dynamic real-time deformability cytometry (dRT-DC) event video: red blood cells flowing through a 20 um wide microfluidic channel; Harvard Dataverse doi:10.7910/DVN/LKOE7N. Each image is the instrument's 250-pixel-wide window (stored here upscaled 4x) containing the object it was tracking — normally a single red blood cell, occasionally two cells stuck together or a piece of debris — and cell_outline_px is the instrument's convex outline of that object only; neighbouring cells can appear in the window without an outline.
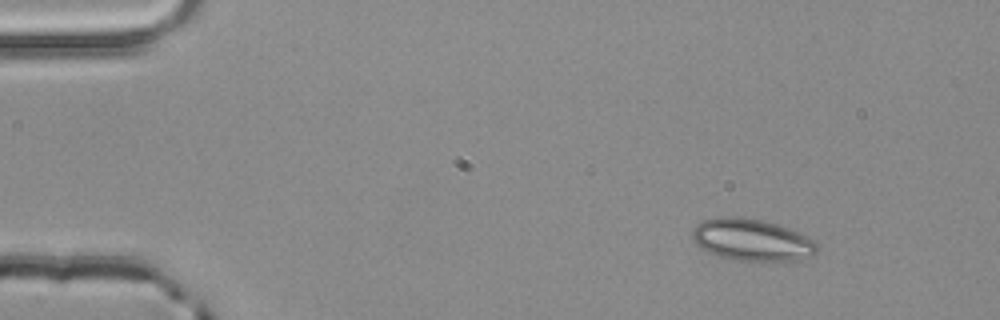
{"species": "common noctule bat (a hibernating species)", "species_latin": "Nyctalus noctula", "temperature_condition": "room temperature", "stored_images_in_passage": 4, "segment_of_instrument_passage": [1, 2], "camera_frame_rate_fps": 3000, "um_per_image_px": 0.085, "animal": {"sex": "male", "body_mass_g": 20.4}, "frame": {"image": 1, "passage_image": 1, "time_ms": 0.0, "image_size_px": [1000, 320], "cell_outline_px": [[816, 252], [812, 256], [796, 260], [736, 260], [716, 256], [704, 252], [692, 240], [692, 228], [696, 224], [704, 220], [716, 216], [744, 216], [776, 224], [800, 232], [816, 240]], "centroid_in_image_um": [63.85, 20.37], "position_along_channel_um": 21.2, "area_um2": 30.87}}